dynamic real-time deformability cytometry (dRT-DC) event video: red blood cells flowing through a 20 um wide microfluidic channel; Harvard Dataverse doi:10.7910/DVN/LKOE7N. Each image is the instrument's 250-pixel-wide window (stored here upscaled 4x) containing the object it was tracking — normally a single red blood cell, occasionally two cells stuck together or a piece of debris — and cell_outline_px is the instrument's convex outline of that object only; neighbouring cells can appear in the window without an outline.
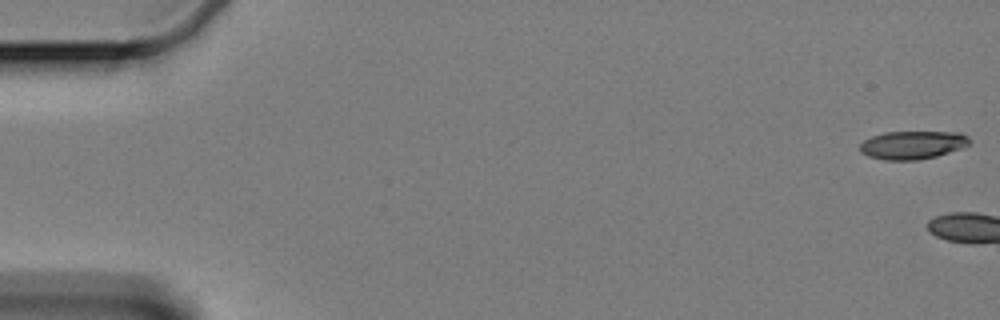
{"species": "Egyptian fruit bat (a non-hibernating species)", "species_latin": "Rousettus aegyptiacus", "temperature_condition": "cold", "stored_images_in_passage": 4, "camera_frame_rate_fps": 3000, "um_per_image_px": 0.085, "animal": {"sex": "female"}, "frame": {"image": 1, "passage_image": 1, "time_ms": 0.0, "image_size_px": [1000, 320], "cell_outline_px": [[972, 140], [968, 144], [960, 148], [936, 156], [916, 160], [888, 160], [868, 156], [860, 152], [860, 144], [864, 140], [872, 136], [884, 132], [960, 132], [968, 136]], "centroid_in_image_um": [77.56, 12.31], "position_along_channel_um": 7.4, "area_um2": 17.92}}